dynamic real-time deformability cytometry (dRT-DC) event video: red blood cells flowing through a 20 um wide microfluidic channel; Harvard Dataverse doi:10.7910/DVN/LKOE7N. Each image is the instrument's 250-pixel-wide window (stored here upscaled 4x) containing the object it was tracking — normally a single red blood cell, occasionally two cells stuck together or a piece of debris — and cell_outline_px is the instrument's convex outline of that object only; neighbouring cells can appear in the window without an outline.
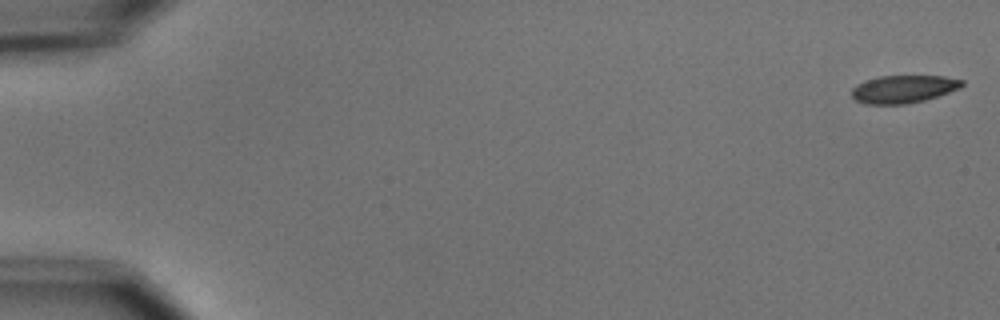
{"species": "common noctule bat (a hibernating species)", "species_latin": "Nyctalus noctula", "temperature_condition": "cold", "stored_images_in_passage": 5, "camera_frame_rate_fps": 3000, "um_per_image_px": 0.085, "animal": {"sex": "male", "body_mass_g": 15.6}, "frame": {"image": 1, "passage_image": 1, "time_ms": 0.0, "image_size_px": [1000, 320], "cell_outline_px": [[964, 84], [960, 88], [924, 100], [904, 104], [864, 104], [856, 100], [852, 96], [852, 88], [856, 84], [864, 80], [880, 76], [944, 76], [964, 80]], "centroid_in_image_um": [76.77, 7.56], "position_along_channel_um": 8.2, "area_um2": 17.8}}
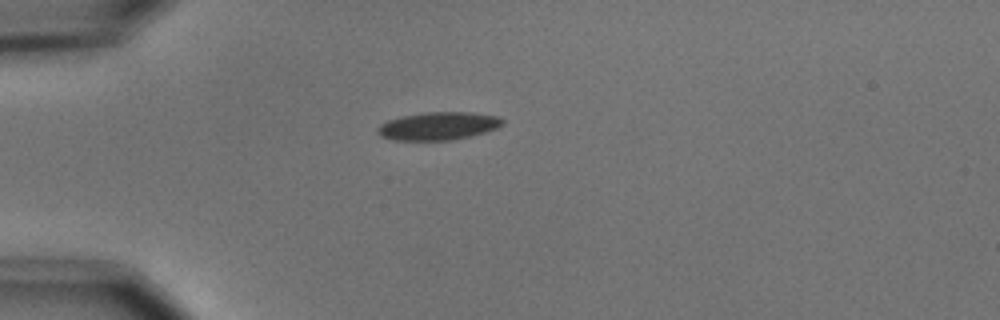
{"frame": {"image": 2, "passage_image": 5, "time_ms": 4.667, "image_size_px": [1000, 320], "cell_outline_px": [[504, 124], [496, 128], [472, 136], [452, 140], [392, 140], [380, 136], [376, 132], [376, 128], [380, 124], [388, 120], [400, 116], [424, 112], [472, 112], [496, 116], [504, 120]], "centroid_in_image_um": [37.22, 10.71], "position_along_channel_um": 47.8, "area_um2": 20.52}}